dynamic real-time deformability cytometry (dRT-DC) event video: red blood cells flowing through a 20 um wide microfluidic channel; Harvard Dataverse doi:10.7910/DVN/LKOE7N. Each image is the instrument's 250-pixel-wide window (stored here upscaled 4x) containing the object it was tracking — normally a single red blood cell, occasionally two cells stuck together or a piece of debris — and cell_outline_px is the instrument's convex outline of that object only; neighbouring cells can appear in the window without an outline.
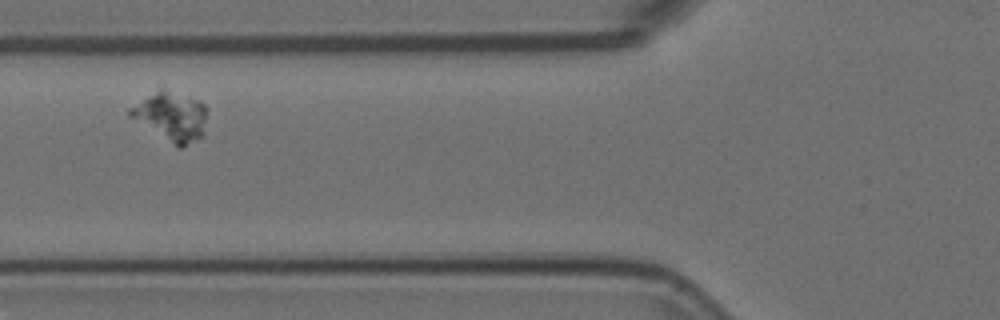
{"species": "Egyptian fruit bat (a non-hibernating species)", "species_latin": "Rousettus aegyptiacus", "temperature_condition": "room temperature", "stored_images_in_passage": 13, "segment_of_instrument_passage": [1, 2], "camera_frame_rate_fps": 3000, "um_per_image_px": 0.085, "animal": {"sex": "female"}, "frame": {"image": 1, "passage_image": 3, "time_ms": 0.667, "image_size_px": [1000, 320], "cell_outline_px": [[208, 108], [204, 136], [180, 148], [128, 116], [128, 108], [160, 84], [200, 100]], "centroid_in_image_um": [14.56, 9.8], "position_along_channel_um": 111.2, "area_um2": 22.95}}
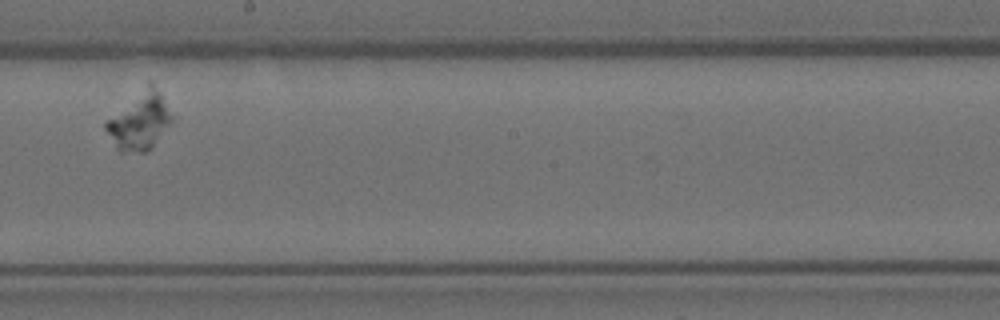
{"frame": {"image": 2, "passage_image": 6, "time_ms": 1.667, "image_size_px": [1000, 320], "cell_outline_px": [[176, 116], [152, 148], [144, 152], [120, 152], [116, 148], [104, 128], [104, 120], [148, 76], [152, 80]], "centroid_in_image_um": [11.86, 10.14], "position_along_channel_um": 236.3, "area_um2": 23.81}}
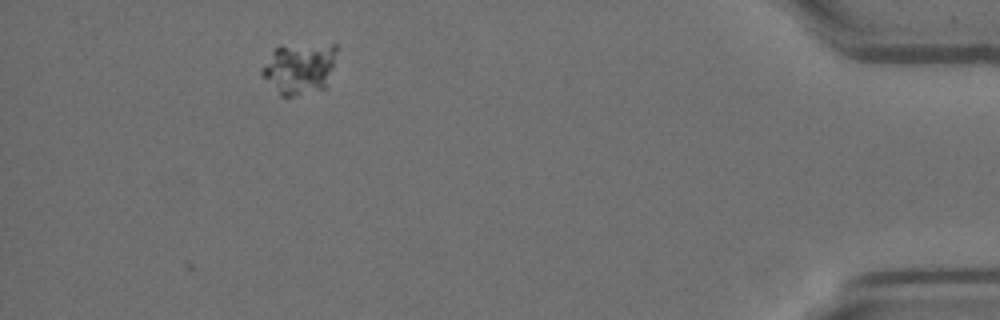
{"frame": {"image": 3, "passage_image": 12, "time_ms": 3.667, "image_size_px": [1000, 320], "cell_outline_px": [[340, 48], [328, 88], [292, 96], [280, 96], [260, 76], [260, 68], [272, 52], [280, 44], [336, 44]], "centroid_in_image_um": [25.49, 5.79], "position_along_channel_um": 409.7, "area_um2": 23.47}}